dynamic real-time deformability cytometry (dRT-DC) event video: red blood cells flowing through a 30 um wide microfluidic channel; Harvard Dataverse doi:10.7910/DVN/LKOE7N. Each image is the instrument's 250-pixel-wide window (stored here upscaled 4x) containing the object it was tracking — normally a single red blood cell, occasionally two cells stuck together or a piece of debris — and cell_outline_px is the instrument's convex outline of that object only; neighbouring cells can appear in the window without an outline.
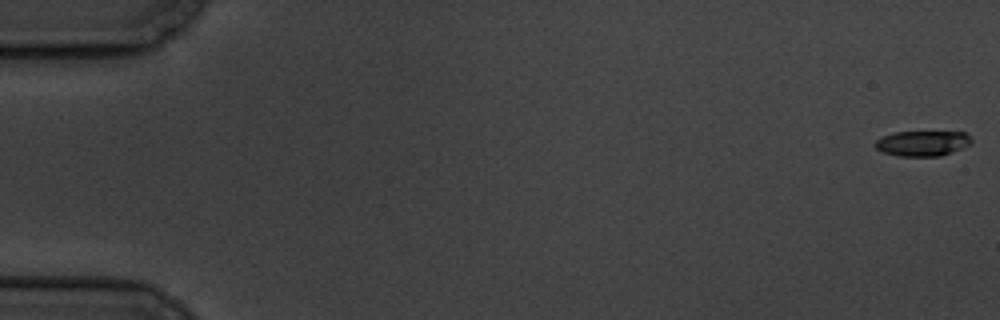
{"species": "common noctule bat (a hibernating species)", "species_latin": "Nyctalus noctula", "temperature_condition": "cold", "stored_images_in_passage": 6, "camera_frame_rate_fps": 3000, "um_per_image_px": 0.085, "animal": {"sex": "male", "body_mass_g": 19.5, "forearm_length_mm": 54.6}, "frame": {"image": 1, "passage_image": 1, "time_ms": 0.0, "image_size_px": [1000, 320], "cell_outline_px": [[972, 144], [940, 156], [900, 156], [880, 152], [872, 144], [876, 140], [892, 132], [964, 132], [972, 140]], "centroid_in_image_um": [78.36, 12.18], "position_along_channel_um": 6.6, "area_um2": 14.22}}
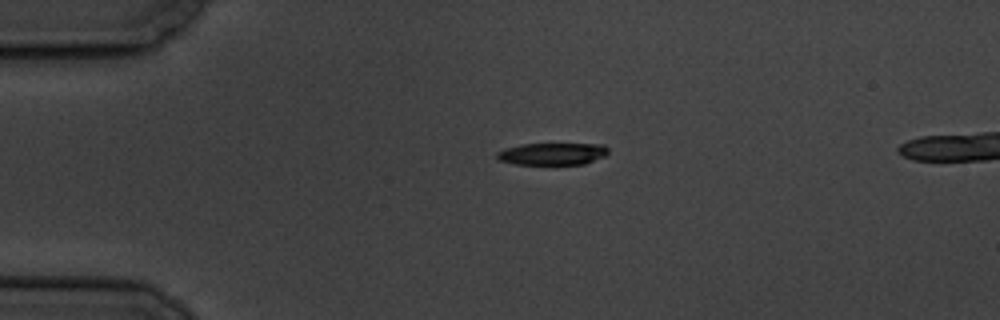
{"frame": {"image": 2, "passage_image": 5, "time_ms": 4.333, "image_size_px": [1000, 320], "cell_outline_px": [[608, 152], [604, 156], [584, 164], [512, 164], [500, 160], [496, 156], [496, 152], [504, 148], [520, 144], [604, 144], [608, 148]], "centroid_in_image_um": [46.92, 13.07], "position_along_channel_um": 38.1, "area_um2": 14.33}}